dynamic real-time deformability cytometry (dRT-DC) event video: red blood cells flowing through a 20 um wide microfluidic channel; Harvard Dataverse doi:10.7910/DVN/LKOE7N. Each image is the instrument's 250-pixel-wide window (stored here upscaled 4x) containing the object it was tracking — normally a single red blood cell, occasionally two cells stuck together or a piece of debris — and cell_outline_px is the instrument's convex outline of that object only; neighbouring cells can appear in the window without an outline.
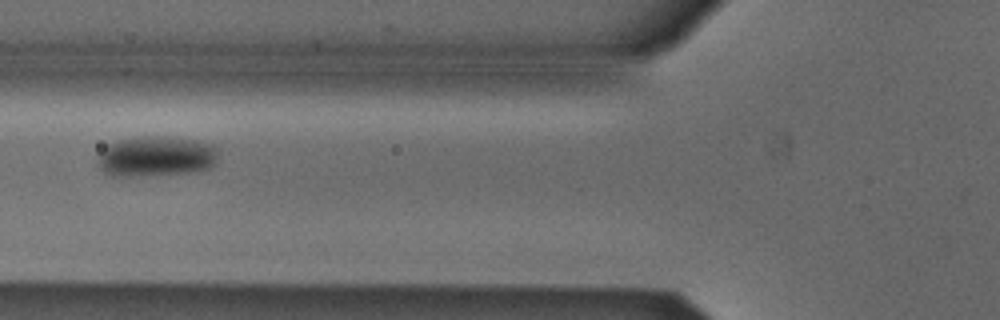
{"species": "Egyptian fruit bat (a non-hibernating species)", "species_latin": "Rousettus aegyptiacus", "temperature_condition": "cold", "stored_images_in_passage": 41, "camera_frame_rate_fps": 3000, "um_per_image_px": 0.085, "animal": {"sex": "male"}, "frame": {"image": 1, "passage_image": 11, "time_ms": 3.333, "image_size_px": [1000, 320], "cell_outline_px": [[216, 164], [208, 168], [188, 172], [128, 176], [112, 176], [104, 172], [100, 168], [96, 160], [96, 156], [108, 144], [120, 140], [136, 136], [164, 136], [196, 140], [212, 144], [216, 148]], "centroid_in_image_um": [13.22, 13.27], "position_along_channel_um": 112.6, "area_um2": 28.32}}
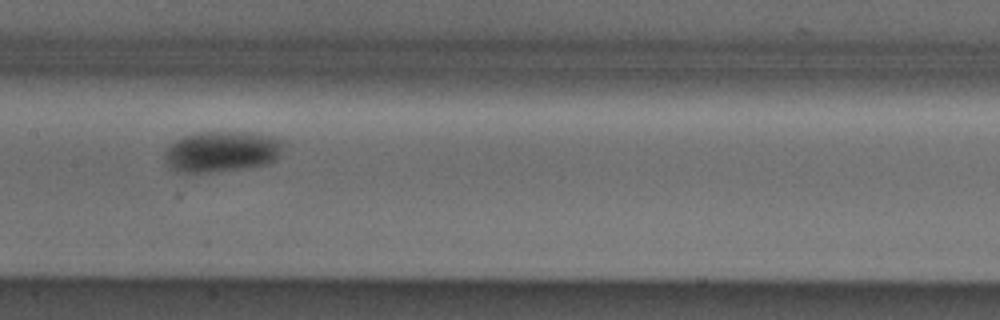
{"frame": {"image": 2, "passage_image": 17, "time_ms": 5.333, "image_size_px": [1000, 320], "cell_outline_px": [[284, 140], [280, 152], [276, 160], [268, 164], [244, 168], [208, 172], [176, 172], [164, 160], [164, 152], [168, 144], [184, 136], [196, 132], [248, 132], [268, 136]], "centroid_in_image_um": [18.81, 12.88], "position_along_channel_um": 188.6, "area_um2": 28.26}}
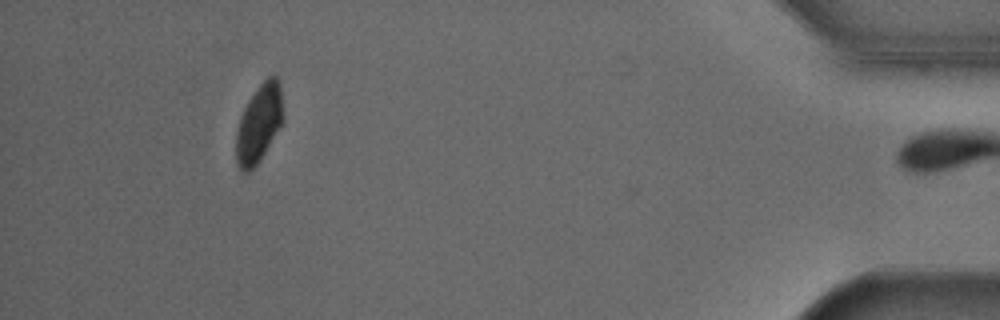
{"frame": {"image": 3, "passage_image": 40, "time_ms": 13.0, "image_size_px": [1000, 320], "cell_outline_px": [[284, 120], [260, 160], [248, 172], [240, 172], [236, 164], [236, 132], [240, 116], [248, 100], [256, 88], [268, 76], [276, 76], [280, 80], [284, 116]], "centroid_in_image_um": [22.02, 10.48], "position_along_channel_um": 413.2, "area_um2": 21.62}, "authors_computed_cell_mechanics": {"area_um2": 26.9348, "velocity_mm_per_s": 3.8084, "shape_relaxation_time_tau1_ms": 2.8985, "shape_relaxation_time_tau2_ms": null, "deformation_change_tau1": 0.07, "deformation_change_tau2": null}}